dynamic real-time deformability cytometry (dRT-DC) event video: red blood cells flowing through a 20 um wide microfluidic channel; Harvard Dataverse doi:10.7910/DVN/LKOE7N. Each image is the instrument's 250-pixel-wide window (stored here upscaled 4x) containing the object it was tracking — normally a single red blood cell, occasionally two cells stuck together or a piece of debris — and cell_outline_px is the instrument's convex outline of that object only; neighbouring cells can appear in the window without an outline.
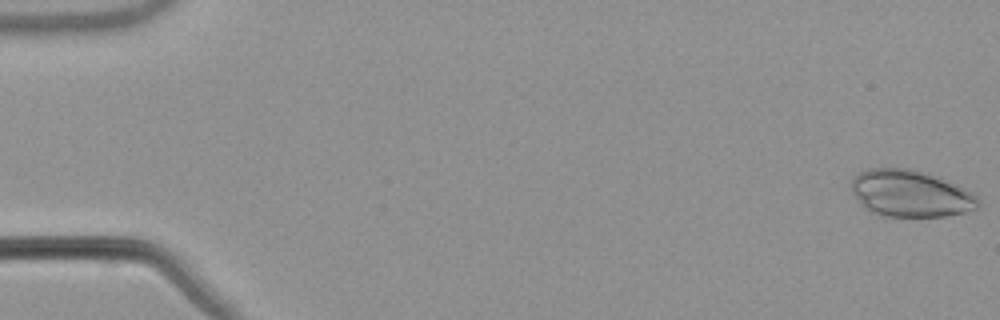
{"species": "common noctule bat (a hibernating species)", "species_latin": "Nyctalus noctula", "temperature_condition": "warm", "stored_images_in_passage": 54, "camera_frame_rate_fps": 3000, "um_per_image_px": 0.085, "animal": {"sex": "male", "body_mass_g": 21.5, "forearm_length_mm": 52.0}, "frame": {"image": 1, "passage_image": 1, "time_ms": 0.0, "image_size_px": [1000, 320], "cell_outline_px": [[980, 204], [976, 208], [964, 212], [944, 216], [884, 216], [872, 212], [864, 208], [852, 192], [852, 176], [868, 168], [912, 168], [928, 172], [972, 192], [980, 200]], "centroid_in_image_um": [77.37, 16.43], "position_along_channel_um": 7.6, "area_um2": 34.62}}
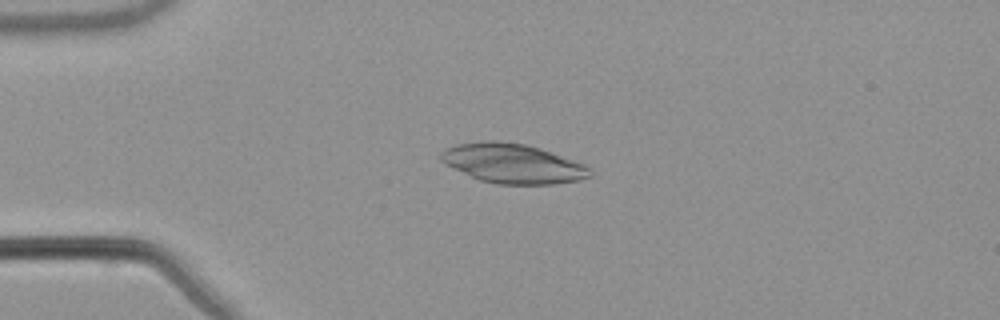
{"frame": {"image": 2, "passage_image": 14, "time_ms": 4.333, "image_size_px": [1000, 320], "cell_outline_px": [[592, 176], [580, 180], [552, 184], [496, 184], [480, 180], [444, 164], [440, 160], [440, 152], [444, 148], [456, 144], [484, 140], [500, 140], [524, 144], [540, 148], [584, 164], [592, 172]], "centroid_in_image_um": [43.54, 13.89], "position_along_channel_um": 41.5, "area_um2": 34.45}}
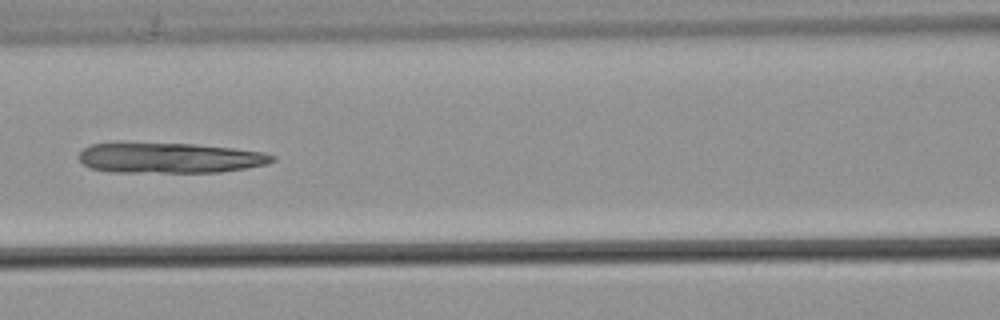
{"frame": {"image": 3, "passage_image": 25, "time_ms": 8.0, "image_size_px": [1000, 320], "cell_outline_px": [[276, 160], [268, 164], [248, 168], [220, 172], [112, 172], [88, 168], [80, 160], [80, 152], [84, 148], [92, 144], [116, 140], [120, 140], [192, 144], [232, 148], [260, 152], [276, 156]], "centroid_in_image_um": [14.34, 13.39], "position_along_channel_um": 152.3, "area_um2": 35.26}}